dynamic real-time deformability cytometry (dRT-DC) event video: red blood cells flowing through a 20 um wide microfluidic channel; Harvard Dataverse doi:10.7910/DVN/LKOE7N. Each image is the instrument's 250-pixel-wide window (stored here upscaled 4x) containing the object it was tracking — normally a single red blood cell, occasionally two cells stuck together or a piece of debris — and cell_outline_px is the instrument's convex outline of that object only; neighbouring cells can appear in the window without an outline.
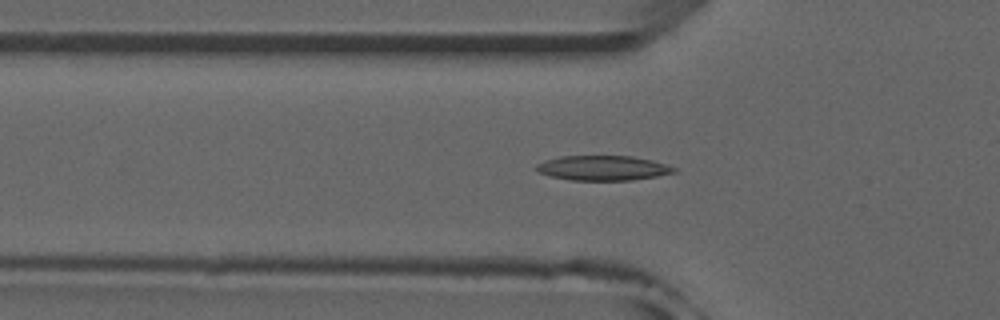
{"species": "common noctule bat (a hibernating species)", "species_latin": "Nyctalus noctula", "temperature_condition": "room temperature", "stored_images_in_passage": 48, "camera_frame_rate_fps": 3000, "um_per_image_px": 0.085, "animal": {"sex": "male", "forearm_length_mm": 52.5}, "frame": {"image": 1, "passage_image": 12, "time_ms": 3.667, "image_size_px": [1000, 320], "cell_outline_px": [[676, 172], [656, 176], [632, 180], [572, 180], [552, 176], [536, 172], [532, 168], [536, 164], [544, 160], [560, 156], [632, 156], [652, 160], [676, 168]], "centroid_in_image_um": [51.18, 14.27], "position_along_channel_um": 74.6, "area_um2": 19.94}}
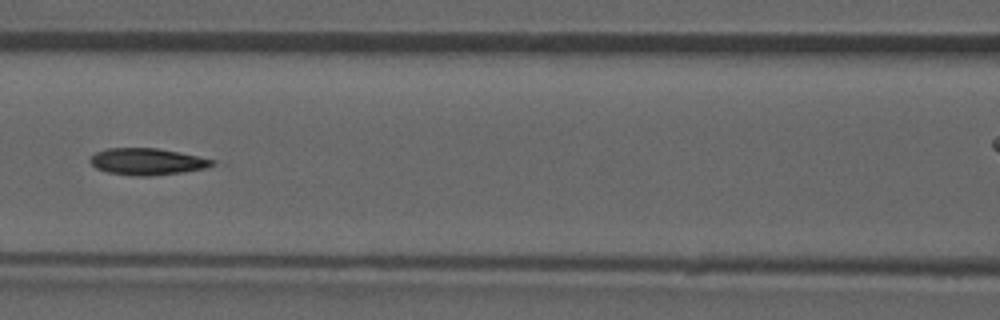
{"frame": {"image": 2, "passage_image": 18, "time_ms": 5.667, "image_size_px": [1000, 320], "cell_outline_px": [[216, 164], [208, 168], [184, 172], [148, 176], [136, 176], [108, 172], [96, 168], [88, 160], [96, 152], [108, 148], [156, 148], [180, 152], [216, 160]], "centroid_in_image_um": [12.55, 13.73], "position_along_channel_um": 154.0, "area_um2": 19.07}}
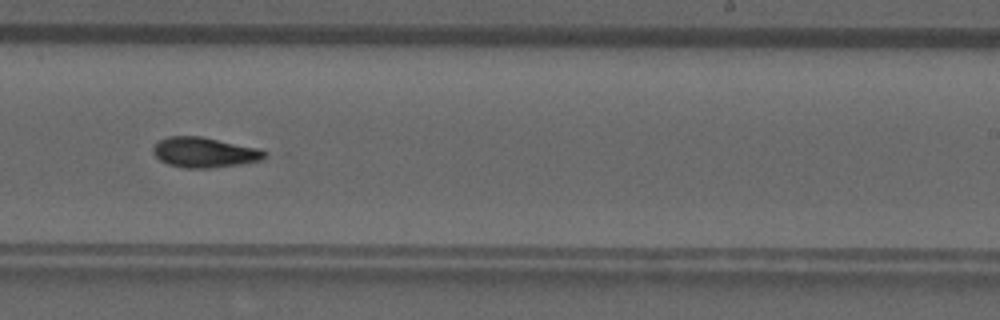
{"frame": {"image": 3, "passage_image": 27, "time_ms": 8.667, "image_size_px": [1000, 320], "cell_outline_px": [[268, 156], [264, 160], [240, 164], [208, 168], [184, 168], [168, 164], [160, 160], [152, 152], [152, 148], [160, 140], [168, 136], [200, 136], [260, 148], [268, 152]], "centroid_in_image_um": [17.42, 12.95], "position_along_channel_um": 271.6, "area_um2": 19.77}, "authors_computed_cell_mechanics": {"area_um2": 19.074, "velocity_mm_per_s": 3.9448, "shape_relaxation_time_tau1_ms": null, "shape_relaxation_time_tau2_ms": 3.4196, "deformation_change_tau1": null, "deformation_change_tau2": 0.1131}}